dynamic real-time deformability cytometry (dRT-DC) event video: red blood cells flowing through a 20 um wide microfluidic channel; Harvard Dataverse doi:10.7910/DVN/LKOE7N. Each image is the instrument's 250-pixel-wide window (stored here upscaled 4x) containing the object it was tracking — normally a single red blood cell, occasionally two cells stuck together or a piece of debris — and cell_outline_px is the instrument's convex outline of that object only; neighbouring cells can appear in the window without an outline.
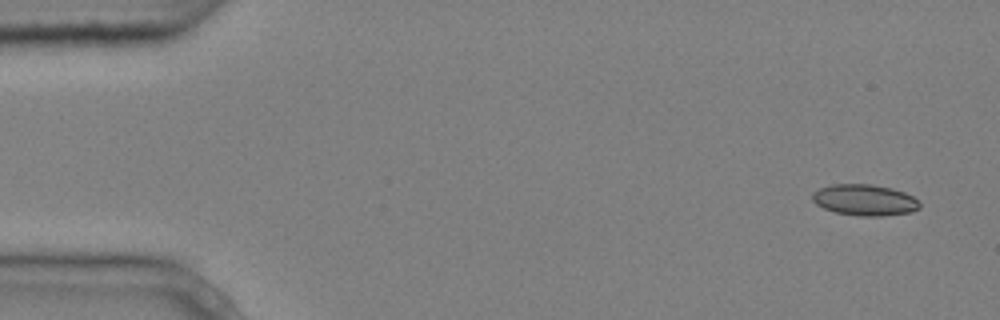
{"species": "common noctule bat (a hibernating species)", "species_latin": "Nyctalus noctula", "temperature_condition": "cold", "stored_images_in_passage": 4, "camera_frame_rate_fps": 3000, "um_per_image_px": 0.085, "animal": {"sex": "male", "body_mass_g": 20.4}, "frame": {"image": 1, "passage_image": 1, "time_ms": 0.0, "image_size_px": [1000, 320], "cell_outline_px": [[920, 208], [912, 212], [880, 216], [860, 216], [836, 212], [824, 208], [816, 204], [812, 200], [812, 192], [820, 188], [832, 184], [872, 184], [892, 188], [904, 192], [912, 196], [920, 204]], "centroid_in_image_um": [73.49, 16.99], "position_along_channel_um": 11.5, "area_um2": 19.48}}
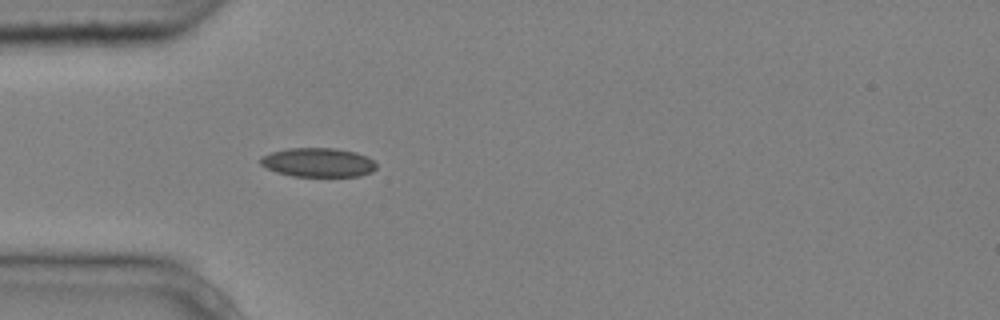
{"frame": {"image": 2, "passage_image": 4, "time_ms": 1.0, "image_size_px": [1000, 320], "cell_outline_px": [[376, 168], [372, 172], [360, 176], [292, 176], [276, 172], [260, 164], [260, 156], [272, 152], [288, 148], [336, 148], [356, 152], [368, 156], [376, 164]], "centroid_in_image_um": [27.05, 13.8], "position_along_channel_um": 58.0, "area_um2": 19.71}}